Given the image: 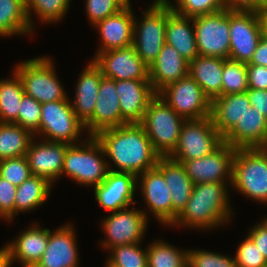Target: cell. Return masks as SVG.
I'll list each match as a JSON object with an SVG mask.
<instances>
[{
    "mask_svg": "<svg viewBox=\"0 0 267 267\" xmlns=\"http://www.w3.org/2000/svg\"><path fill=\"white\" fill-rule=\"evenodd\" d=\"M95 137L102 145L107 161L109 159L114 163L110 162L111 166L108 164L111 171L129 172L138 176L157 165L160 156L153 149L140 123H126L104 129Z\"/></svg>",
    "mask_w": 267,
    "mask_h": 267,
    "instance_id": "1",
    "label": "cell"
},
{
    "mask_svg": "<svg viewBox=\"0 0 267 267\" xmlns=\"http://www.w3.org/2000/svg\"><path fill=\"white\" fill-rule=\"evenodd\" d=\"M229 185L224 182L195 184L186 207L171 226L211 231L228 224L235 215L230 207Z\"/></svg>",
    "mask_w": 267,
    "mask_h": 267,
    "instance_id": "2",
    "label": "cell"
},
{
    "mask_svg": "<svg viewBox=\"0 0 267 267\" xmlns=\"http://www.w3.org/2000/svg\"><path fill=\"white\" fill-rule=\"evenodd\" d=\"M104 156L100 142L95 136H88L81 143L67 148L62 176H68L81 186H98L109 172V163Z\"/></svg>",
    "mask_w": 267,
    "mask_h": 267,
    "instance_id": "3",
    "label": "cell"
},
{
    "mask_svg": "<svg viewBox=\"0 0 267 267\" xmlns=\"http://www.w3.org/2000/svg\"><path fill=\"white\" fill-rule=\"evenodd\" d=\"M231 188L254 202L267 205V151L263 148L236 149Z\"/></svg>",
    "mask_w": 267,
    "mask_h": 267,
    "instance_id": "4",
    "label": "cell"
},
{
    "mask_svg": "<svg viewBox=\"0 0 267 267\" xmlns=\"http://www.w3.org/2000/svg\"><path fill=\"white\" fill-rule=\"evenodd\" d=\"M52 61L49 56H38L21 61L13 70L21 79L24 93L41 104L70 99Z\"/></svg>",
    "mask_w": 267,
    "mask_h": 267,
    "instance_id": "5",
    "label": "cell"
},
{
    "mask_svg": "<svg viewBox=\"0 0 267 267\" xmlns=\"http://www.w3.org/2000/svg\"><path fill=\"white\" fill-rule=\"evenodd\" d=\"M186 120L156 95L149 103L140 124L160 157H169L178 145L180 130Z\"/></svg>",
    "mask_w": 267,
    "mask_h": 267,
    "instance_id": "6",
    "label": "cell"
},
{
    "mask_svg": "<svg viewBox=\"0 0 267 267\" xmlns=\"http://www.w3.org/2000/svg\"><path fill=\"white\" fill-rule=\"evenodd\" d=\"M83 132L84 124L75 115L70 99L41 104L40 127L34 137L74 145L81 143Z\"/></svg>",
    "mask_w": 267,
    "mask_h": 267,
    "instance_id": "7",
    "label": "cell"
},
{
    "mask_svg": "<svg viewBox=\"0 0 267 267\" xmlns=\"http://www.w3.org/2000/svg\"><path fill=\"white\" fill-rule=\"evenodd\" d=\"M171 9L169 4L151 3L142 10L141 20L134 18L133 46L147 66L157 58L165 44L167 13Z\"/></svg>",
    "mask_w": 267,
    "mask_h": 267,
    "instance_id": "8",
    "label": "cell"
},
{
    "mask_svg": "<svg viewBox=\"0 0 267 267\" xmlns=\"http://www.w3.org/2000/svg\"><path fill=\"white\" fill-rule=\"evenodd\" d=\"M223 143L211 117L186 120L180 130L178 145L169 156L180 163L211 154Z\"/></svg>",
    "mask_w": 267,
    "mask_h": 267,
    "instance_id": "9",
    "label": "cell"
},
{
    "mask_svg": "<svg viewBox=\"0 0 267 267\" xmlns=\"http://www.w3.org/2000/svg\"><path fill=\"white\" fill-rule=\"evenodd\" d=\"M148 218V212L138 208L127 207L111 212L101 221L106 237L101 241V248L109 250L116 246L142 242L150 222Z\"/></svg>",
    "mask_w": 267,
    "mask_h": 267,
    "instance_id": "10",
    "label": "cell"
},
{
    "mask_svg": "<svg viewBox=\"0 0 267 267\" xmlns=\"http://www.w3.org/2000/svg\"><path fill=\"white\" fill-rule=\"evenodd\" d=\"M157 95L185 120L204 119L211 114V100L189 74L166 86Z\"/></svg>",
    "mask_w": 267,
    "mask_h": 267,
    "instance_id": "11",
    "label": "cell"
},
{
    "mask_svg": "<svg viewBox=\"0 0 267 267\" xmlns=\"http://www.w3.org/2000/svg\"><path fill=\"white\" fill-rule=\"evenodd\" d=\"M193 26L199 55L229 59V7L193 17Z\"/></svg>",
    "mask_w": 267,
    "mask_h": 267,
    "instance_id": "12",
    "label": "cell"
},
{
    "mask_svg": "<svg viewBox=\"0 0 267 267\" xmlns=\"http://www.w3.org/2000/svg\"><path fill=\"white\" fill-rule=\"evenodd\" d=\"M229 59L249 63L262 34L251 8L229 7Z\"/></svg>",
    "mask_w": 267,
    "mask_h": 267,
    "instance_id": "13",
    "label": "cell"
},
{
    "mask_svg": "<svg viewBox=\"0 0 267 267\" xmlns=\"http://www.w3.org/2000/svg\"><path fill=\"white\" fill-rule=\"evenodd\" d=\"M235 151L236 148L223 142L211 154L183 161L182 164L194 185L205 182L231 184Z\"/></svg>",
    "mask_w": 267,
    "mask_h": 267,
    "instance_id": "14",
    "label": "cell"
},
{
    "mask_svg": "<svg viewBox=\"0 0 267 267\" xmlns=\"http://www.w3.org/2000/svg\"><path fill=\"white\" fill-rule=\"evenodd\" d=\"M91 60L101 69L104 77L113 80H149V67L133 45L100 52Z\"/></svg>",
    "mask_w": 267,
    "mask_h": 267,
    "instance_id": "15",
    "label": "cell"
},
{
    "mask_svg": "<svg viewBox=\"0 0 267 267\" xmlns=\"http://www.w3.org/2000/svg\"><path fill=\"white\" fill-rule=\"evenodd\" d=\"M38 141L34 137L26 152L29 168L32 175L45 178L54 185L62 177L64 157L70 145L43 139L40 141V138Z\"/></svg>",
    "mask_w": 267,
    "mask_h": 267,
    "instance_id": "16",
    "label": "cell"
},
{
    "mask_svg": "<svg viewBox=\"0 0 267 267\" xmlns=\"http://www.w3.org/2000/svg\"><path fill=\"white\" fill-rule=\"evenodd\" d=\"M93 188L97 203L108 212L136 204L137 176L132 173L109 170L105 180Z\"/></svg>",
    "mask_w": 267,
    "mask_h": 267,
    "instance_id": "17",
    "label": "cell"
},
{
    "mask_svg": "<svg viewBox=\"0 0 267 267\" xmlns=\"http://www.w3.org/2000/svg\"><path fill=\"white\" fill-rule=\"evenodd\" d=\"M137 187L141 189V195L148 212L159 221L160 224L172 225V200L170 190L165 182L163 174L156 168H152L137 176Z\"/></svg>",
    "mask_w": 267,
    "mask_h": 267,
    "instance_id": "18",
    "label": "cell"
},
{
    "mask_svg": "<svg viewBox=\"0 0 267 267\" xmlns=\"http://www.w3.org/2000/svg\"><path fill=\"white\" fill-rule=\"evenodd\" d=\"M115 80L102 77L93 116L84 124L87 136H95L99 131L126 124L121 117L119 97Z\"/></svg>",
    "mask_w": 267,
    "mask_h": 267,
    "instance_id": "19",
    "label": "cell"
},
{
    "mask_svg": "<svg viewBox=\"0 0 267 267\" xmlns=\"http://www.w3.org/2000/svg\"><path fill=\"white\" fill-rule=\"evenodd\" d=\"M70 223L53 232L50 230L47 248L35 267H79V252L75 228Z\"/></svg>",
    "mask_w": 267,
    "mask_h": 267,
    "instance_id": "20",
    "label": "cell"
},
{
    "mask_svg": "<svg viewBox=\"0 0 267 267\" xmlns=\"http://www.w3.org/2000/svg\"><path fill=\"white\" fill-rule=\"evenodd\" d=\"M121 117L126 123H140L150 101L157 95L150 80H115Z\"/></svg>",
    "mask_w": 267,
    "mask_h": 267,
    "instance_id": "21",
    "label": "cell"
},
{
    "mask_svg": "<svg viewBox=\"0 0 267 267\" xmlns=\"http://www.w3.org/2000/svg\"><path fill=\"white\" fill-rule=\"evenodd\" d=\"M134 18V11L129 4L118 13L94 25L100 35V45L94 56L107 50L133 45Z\"/></svg>",
    "mask_w": 267,
    "mask_h": 267,
    "instance_id": "22",
    "label": "cell"
},
{
    "mask_svg": "<svg viewBox=\"0 0 267 267\" xmlns=\"http://www.w3.org/2000/svg\"><path fill=\"white\" fill-rule=\"evenodd\" d=\"M49 232V228H42L34 222L4 245L13 263L18 262L22 267H35L47 248Z\"/></svg>",
    "mask_w": 267,
    "mask_h": 267,
    "instance_id": "23",
    "label": "cell"
},
{
    "mask_svg": "<svg viewBox=\"0 0 267 267\" xmlns=\"http://www.w3.org/2000/svg\"><path fill=\"white\" fill-rule=\"evenodd\" d=\"M148 67L149 80L156 94L189 74V62L167 43L162 46L159 55Z\"/></svg>",
    "mask_w": 267,
    "mask_h": 267,
    "instance_id": "24",
    "label": "cell"
},
{
    "mask_svg": "<svg viewBox=\"0 0 267 267\" xmlns=\"http://www.w3.org/2000/svg\"><path fill=\"white\" fill-rule=\"evenodd\" d=\"M267 141V117L250 106L241 120L223 138L233 148H263Z\"/></svg>",
    "mask_w": 267,
    "mask_h": 267,
    "instance_id": "25",
    "label": "cell"
},
{
    "mask_svg": "<svg viewBox=\"0 0 267 267\" xmlns=\"http://www.w3.org/2000/svg\"><path fill=\"white\" fill-rule=\"evenodd\" d=\"M156 168L163 174L171 193L173 224L186 207L194 183L187 175L183 164L170 157H159Z\"/></svg>",
    "mask_w": 267,
    "mask_h": 267,
    "instance_id": "26",
    "label": "cell"
},
{
    "mask_svg": "<svg viewBox=\"0 0 267 267\" xmlns=\"http://www.w3.org/2000/svg\"><path fill=\"white\" fill-rule=\"evenodd\" d=\"M82 71L77 79L74 99L70 103L77 118L85 124L93 116L103 74L93 60Z\"/></svg>",
    "mask_w": 267,
    "mask_h": 267,
    "instance_id": "27",
    "label": "cell"
},
{
    "mask_svg": "<svg viewBox=\"0 0 267 267\" xmlns=\"http://www.w3.org/2000/svg\"><path fill=\"white\" fill-rule=\"evenodd\" d=\"M247 92L221 95L211 101V120L224 138L250 107Z\"/></svg>",
    "mask_w": 267,
    "mask_h": 267,
    "instance_id": "28",
    "label": "cell"
},
{
    "mask_svg": "<svg viewBox=\"0 0 267 267\" xmlns=\"http://www.w3.org/2000/svg\"><path fill=\"white\" fill-rule=\"evenodd\" d=\"M165 43L174 47L189 63L199 55L193 26V18L167 13Z\"/></svg>",
    "mask_w": 267,
    "mask_h": 267,
    "instance_id": "29",
    "label": "cell"
},
{
    "mask_svg": "<svg viewBox=\"0 0 267 267\" xmlns=\"http://www.w3.org/2000/svg\"><path fill=\"white\" fill-rule=\"evenodd\" d=\"M222 73L223 59L219 57L198 55L189 63V75L211 101L222 95Z\"/></svg>",
    "mask_w": 267,
    "mask_h": 267,
    "instance_id": "30",
    "label": "cell"
},
{
    "mask_svg": "<svg viewBox=\"0 0 267 267\" xmlns=\"http://www.w3.org/2000/svg\"><path fill=\"white\" fill-rule=\"evenodd\" d=\"M53 185L45 178L31 175L17 187L14 204V218L20 212H32L47 201Z\"/></svg>",
    "mask_w": 267,
    "mask_h": 267,
    "instance_id": "31",
    "label": "cell"
},
{
    "mask_svg": "<svg viewBox=\"0 0 267 267\" xmlns=\"http://www.w3.org/2000/svg\"><path fill=\"white\" fill-rule=\"evenodd\" d=\"M32 33L25 0H0V37Z\"/></svg>",
    "mask_w": 267,
    "mask_h": 267,
    "instance_id": "32",
    "label": "cell"
},
{
    "mask_svg": "<svg viewBox=\"0 0 267 267\" xmlns=\"http://www.w3.org/2000/svg\"><path fill=\"white\" fill-rule=\"evenodd\" d=\"M34 135L14 123H0V160L26 156Z\"/></svg>",
    "mask_w": 267,
    "mask_h": 267,
    "instance_id": "33",
    "label": "cell"
},
{
    "mask_svg": "<svg viewBox=\"0 0 267 267\" xmlns=\"http://www.w3.org/2000/svg\"><path fill=\"white\" fill-rule=\"evenodd\" d=\"M11 78L0 79V123H14L18 119L24 90L21 79L13 71Z\"/></svg>",
    "mask_w": 267,
    "mask_h": 267,
    "instance_id": "34",
    "label": "cell"
},
{
    "mask_svg": "<svg viewBox=\"0 0 267 267\" xmlns=\"http://www.w3.org/2000/svg\"><path fill=\"white\" fill-rule=\"evenodd\" d=\"M188 252L163 239H155L147 245L148 267H188Z\"/></svg>",
    "mask_w": 267,
    "mask_h": 267,
    "instance_id": "35",
    "label": "cell"
},
{
    "mask_svg": "<svg viewBox=\"0 0 267 267\" xmlns=\"http://www.w3.org/2000/svg\"><path fill=\"white\" fill-rule=\"evenodd\" d=\"M70 2V0H25V8L31 30L35 31L34 20L31 17L34 13L43 24H53L62 21L66 16L70 8Z\"/></svg>",
    "mask_w": 267,
    "mask_h": 267,
    "instance_id": "36",
    "label": "cell"
},
{
    "mask_svg": "<svg viewBox=\"0 0 267 267\" xmlns=\"http://www.w3.org/2000/svg\"><path fill=\"white\" fill-rule=\"evenodd\" d=\"M248 89L247 64L223 59L222 95L243 93Z\"/></svg>",
    "mask_w": 267,
    "mask_h": 267,
    "instance_id": "37",
    "label": "cell"
},
{
    "mask_svg": "<svg viewBox=\"0 0 267 267\" xmlns=\"http://www.w3.org/2000/svg\"><path fill=\"white\" fill-rule=\"evenodd\" d=\"M141 243L113 247L107 259L118 267H148L147 248L142 249Z\"/></svg>",
    "mask_w": 267,
    "mask_h": 267,
    "instance_id": "38",
    "label": "cell"
},
{
    "mask_svg": "<svg viewBox=\"0 0 267 267\" xmlns=\"http://www.w3.org/2000/svg\"><path fill=\"white\" fill-rule=\"evenodd\" d=\"M169 4L174 13L185 17L212 14L228 6L226 0H175ZM177 4V5H176Z\"/></svg>",
    "mask_w": 267,
    "mask_h": 267,
    "instance_id": "39",
    "label": "cell"
},
{
    "mask_svg": "<svg viewBox=\"0 0 267 267\" xmlns=\"http://www.w3.org/2000/svg\"><path fill=\"white\" fill-rule=\"evenodd\" d=\"M41 119V103L33 97L23 95L20 103L18 119L14 122L35 135L39 131Z\"/></svg>",
    "mask_w": 267,
    "mask_h": 267,
    "instance_id": "40",
    "label": "cell"
},
{
    "mask_svg": "<svg viewBox=\"0 0 267 267\" xmlns=\"http://www.w3.org/2000/svg\"><path fill=\"white\" fill-rule=\"evenodd\" d=\"M32 175L26 156L0 160V177L16 187Z\"/></svg>",
    "mask_w": 267,
    "mask_h": 267,
    "instance_id": "41",
    "label": "cell"
},
{
    "mask_svg": "<svg viewBox=\"0 0 267 267\" xmlns=\"http://www.w3.org/2000/svg\"><path fill=\"white\" fill-rule=\"evenodd\" d=\"M188 267H236V261L233 256L223 255V253L190 249Z\"/></svg>",
    "mask_w": 267,
    "mask_h": 267,
    "instance_id": "42",
    "label": "cell"
},
{
    "mask_svg": "<svg viewBox=\"0 0 267 267\" xmlns=\"http://www.w3.org/2000/svg\"><path fill=\"white\" fill-rule=\"evenodd\" d=\"M126 6L127 4L123 0H86L85 12L90 25L94 26L107 17L118 13Z\"/></svg>",
    "mask_w": 267,
    "mask_h": 267,
    "instance_id": "43",
    "label": "cell"
},
{
    "mask_svg": "<svg viewBox=\"0 0 267 267\" xmlns=\"http://www.w3.org/2000/svg\"><path fill=\"white\" fill-rule=\"evenodd\" d=\"M235 252L236 267H266L267 260L247 235Z\"/></svg>",
    "mask_w": 267,
    "mask_h": 267,
    "instance_id": "44",
    "label": "cell"
},
{
    "mask_svg": "<svg viewBox=\"0 0 267 267\" xmlns=\"http://www.w3.org/2000/svg\"><path fill=\"white\" fill-rule=\"evenodd\" d=\"M17 187L0 177V220L10 223L14 220V204Z\"/></svg>",
    "mask_w": 267,
    "mask_h": 267,
    "instance_id": "45",
    "label": "cell"
},
{
    "mask_svg": "<svg viewBox=\"0 0 267 267\" xmlns=\"http://www.w3.org/2000/svg\"><path fill=\"white\" fill-rule=\"evenodd\" d=\"M247 79L249 89L267 90V67L247 64Z\"/></svg>",
    "mask_w": 267,
    "mask_h": 267,
    "instance_id": "46",
    "label": "cell"
},
{
    "mask_svg": "<svg viewBox=\"0 0 267 267\" xmlns=\"http://www.w3.org/2000/svg\"><path fill=\"white\" fill-rule=\"evenodd\" d=\"M248 230V236L256 244L260 252L267 260V217Z\"/></svg>",
    "mask_w": 267,
    "mask_h": 267,
    "instance_id": "47",
    "label": "cell"
},
{
    "mask_svg": "<svg viewBox=\"0 0 267 267\" xmlns=\"http://www.w3.org/2000/svg\"><path fill=\"white\" fill-rule=\"evenodd\" d=\"M246 92L253 110H257L259 113L267 117V90L248 89Z\"/></svg>",
    "mask_w": 267,
    "mask_h": 267,
    "instance_id": "48",
    "label": "cell"
},
{
    "mask_svg": "<svg viewBox=\"0 0 267 267\" xmlns=\"http://www.w3.org/2000/svg\"><path fill=\"white\" fill-rule=\"evenodd\" d=\"M246 64L262 65L267 67V38L261 37L252 59Z\"/></svg>",
    "mask_w": 267,
    "mask_h": 267,
    "instance_id": "49",
    "label": "cell"
},
{
    "mask_svg": "<svg viewBox=\"0 0 267 267\" xmlns=\"http://www.w3.org/2000/svg\"><path fill=\"white\" fill-rule=\"evenodd\" d=\"M250 8L256 15L259 28L261 29L262 37L267 38V7L252 5Z\"/></svg>",
    "mask_w": 267,
    "mask_h": 267,
    "instance_id": "50",
    "label": "cell"
},
{
    "mask_svg": "<svg viewBox=\"0 0 267 267\" xmlns=\"http://www.w3.org/2000/svg\"><path fill=\"white\" fill-rule=\"evenodd\" d=\"M13 261L5 247L0 248V267H12Z\"/></svg>",
    "mask_w": 267,
    "mask_h": 267,
    "instance_id": "51",
    "label": "cell"
},
{
    "mask_svg": "<svg viewBox=\"0 0 267 267\" xmlns=\"http://www.w3.org/2000/svg\"><path fill=\"white\" fill-rule=\"evenodd\" d=\"M229 7L250 8L256 0H226Z\"/></svg>",
    "mask_w": 267,
    "mask_h": 267,
    "instance_id": "52",
    "label": "cell"
},
{
    "mask_svg": "<svg viewBox=\"0 0 267 267\" xmlns=\"http://www.w3.org/2000/svg\"><path fill=\"white\" fill-rule=\"evenodd\" d=\"M253 5L267 7V0H256V2Z\"/></svg>",
    "mask_w": 267,
    "mask_h": 267,
    "instance_id": "53",
    "label": "cell"
},
{
    "mask_svg": "<svg viewBox=\"0 0 267 267\" xmlns=\"http://www.w3.org/2000/svg\"><path fill=\"white\" fill-rule=\"evenodd\" d=\"M170 0H154L152 1V4H170Z\"/></svg>",
    "mask_w": 267,
    "mask_h": 267,
    "instance_id": "54",
    "label": "cell"
},
{
    "mask_svg": "<svg viewBox=\"0 0 267 267\" xmlns=\"http://www.w3.org/2000/svg\"><path fill=\"white\" fill-rule=\"evenodd\" d=\"M105 263H106V264H105V267H118V266H116L115 264H112L108 259L106 260Z\"/></svg>",
    "mask_w": 267,
    "mask_h": 267,
    "instance_id": "55",
    "label": "cell"
},
{
    "mask_svg": "<svg viewBox=\"0 0 267 267\" xmlns=\"http://www.w3.org/2000/svg\"><path fill=\"white\" fill-rule=\"evenodd\" d=\"M127 5L131 4L130 0H123Z\"/></svg>",
    "mask_w": 267,
    "mask_h": 267,
    "instance_id": "56",
    "label": "cell"
},
{
    "mask_svg": "<svg viewBox=\"0 0 267 267\" xmlns=\"http://www.w3.org/2000/svg\"><path fill=\"white\" fill-rule=\"evenodd\" d=\"M263 149H264L265 151H267V141H266L265 145L263 146Z\"/></svg>",
    "mask_w": 267,
    "mask_h": 267,
    "instance_id": "57",
    "label": "cell"
}]
</instances>
